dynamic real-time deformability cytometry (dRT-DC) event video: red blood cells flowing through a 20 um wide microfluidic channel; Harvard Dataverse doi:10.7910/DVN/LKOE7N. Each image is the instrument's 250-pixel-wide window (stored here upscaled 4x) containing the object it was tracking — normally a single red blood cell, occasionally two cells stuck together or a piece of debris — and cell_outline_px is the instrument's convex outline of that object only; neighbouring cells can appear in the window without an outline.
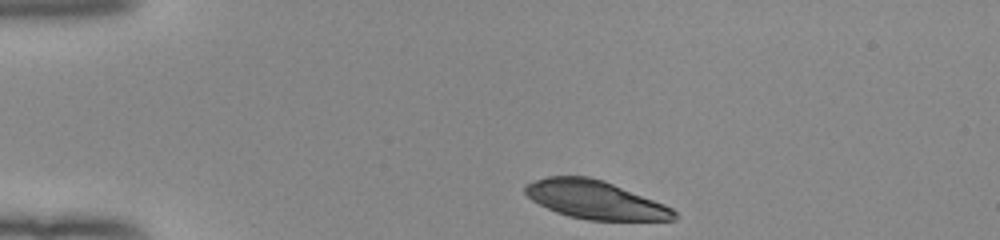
{"species": "human", "species_latin": "Homo sapiens", "temperature_condition": "room temperature", "stored_images_in_passage": 35, "camera_frame_rate_fps": 3000, "um_per_image_px": 0.085, "donor": {"sex": "female"}, "frame": {"image": 1, "passage_image": 1, "time_ms": 0.0, "image_size_px": [1000, 240], "cell_outline_px": [[672, 212], [668, 220], [600, 220], [576, 216], [552, 208], [536, 200], [528, 192], [528, 188], [532, 184], [540, 180], [560, 176], [576, 176], [596, 180], [608, 184], [660, 204], [668, 208]], "centroid_in_image_um": [50.62, 17.0], "position_along_channel_um": 34.4, "area_um2": 29.48}}
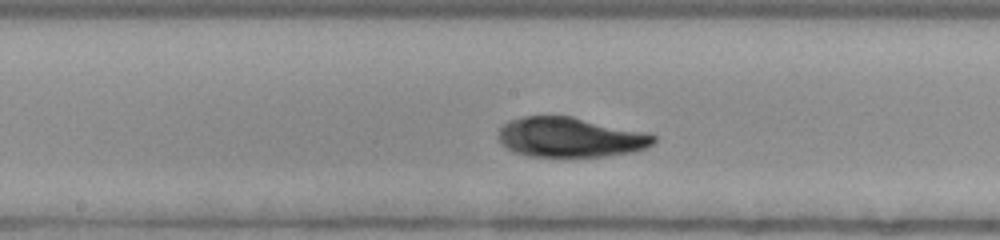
{"frame": {"image": 2, "passage_image": 18, "time_ms": 5.667, "image_size_px": [1000, 240], "cell_outline_px": [[652, 140], [644, 144], [632, 148], [604, 152], [532, 152], [520, 148], [512, 144], [508, 136], [508, 128], [524, 120], [536, 116], [560, 116], [652, 136]], "centroid_in_image_um": [48.57, 11.57], "position_along_channel_um": 199.6, "area_um2": 27.34}}
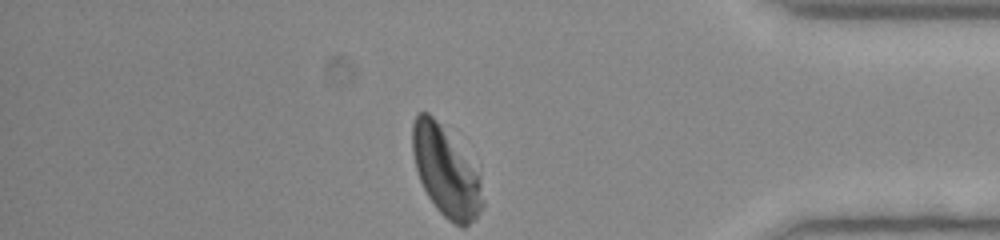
{"frame": {"image": 3, "passage_image": 35, "time_ms": 11.333, "image_size_px": [1000, 240], "cell_outline_px": [[476, 188], [464, 224], [460, 224], [448, 216], [436, 204], [428, 192], [420, 176], [416, 160], [416, 120], [424, 112], [436, 124], [476, 180]], "centroid_in_image_um": [37.68, 14.52], "position_along_channel_um": 397.5, "area_um2": 27.69}}